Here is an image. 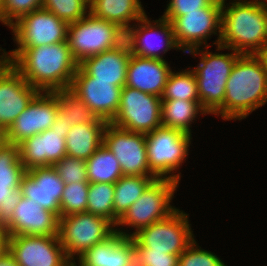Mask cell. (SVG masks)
Segmentation results:
<instances>
[{"instance_id":"obj_1","label":"cell","mask_w":267,"mask_h":266,"mask_svg":"<svg viewBox=\"0 0 267 266\" xmlns=\"http://www.w3.org/2000/svg\"><path fill=\"white\" fill-rule=\"evenodd\" d=\"M1 57L39 91L69 89L79 63L74 59L68 41L52 45L27 47L25 50H2Z\"/></svg>"},{"instance_id":"obj_2","label":"cell","mask_w":267,"mask_h":266,"mask_svg":"<svg viewBox=\"0 0 267 266\" xmlns=\"http://www.w3.org/2000/svg\"><path fill=\"white\" fill-rule=\"evenodd\" d=\"M267 102V73L255 54H241L227 79L223 120H242Z\"/></svg>"},{"instance_id":"obj_3","label":"cell","mask_w":267,"mask_h":266,"mask_svg":"<svg viewBox=\"0 0 267 266\" xmlns=\"http://www.w3.org/2000/svg\"><path fill=\"white\" fill-rule=\"evenodd\" d=\"M222 1L221 37L217 51L256 54L267 42V7L247 0ZM250 49V50H249Z\"/></svg>"},{"instance_id":"obj_4","label":"cell","mask_w":267,"mask_h":266,"mask_svg":"<svg viewBox=\"0 0 267 266\" xmlns=\"http://www.w3.org/2000/svg\"><path fill=\"white\" fill-rule=\"evenodd\" d=\"M200 48L190 50L194 57L200 55L198 66L193 69L197 78L198 97L202 108L207 114H214L223 118V101L227 79L230 76L232 67L237 58L241 55L238 52L221 54L212 53ZM204 51V52H203Z\"/></svg>"},{"instance_id":"obj_5","label":"cell","mask_w":267,"mask_h":266,"mask_svg":"<svg viewBox=\"0 0 267 266\" xmlns=\"http://www.w3.org/2000/svg\"><path fill=\"white\" fill-rule=\"evenodd\" d=\"M191 137L181 130L165 126L145 134L148 165L158 179H172L179 183L181 173H173L186 160Z\"/></svg>"},{"instance_id":"obj_6","label":"cell","mask_w":267,"mask_h":266,"mask_svg":"<svg viewBox=\"0 0 267 266\" xmlns=\"http://www.w3.org/2000/svg\"><path fill=\"white\" fill-rule=\"evenodd\" d=\"M67 41L74 59L81 63L85 58L121 45L125 41V31L115 23L88 13L68 25Z\"/></svg>"},{"instance_id":"obj_7","label":"cell","mask_w":267,"mask_h":266,"mask_svg":"<svg viewBox=\"0 0 267 266\" xmlns=\"http://www.w3.org/2000/svg\"><path fill=\"white\" fill-rule=\"evenodd\" d=\"M178 185L172 179H156L117 222V227L126 225L135 228V232L127 233L117 227L116 231L132 237L139 230L168 217L177 209L170 203Z\"/></svg>"},{"instance_id":"obj_8","label":"cell","mask_w":267,"mask_h":266,"mask_svg":"<svg viewBox=\"0 0 267 266\" xmlns=\"http://www.w3.org/2000/svg\"><path fill=\"white\" fill-rule=\"evenodd\" d=\"M116 232V226L106 218L82 212L59 218L58 236L68 259L74 264V256L80 257L93 245Z\"/></svg>"},{"instance_id":"obj_9","label":"cell","mask_w":267,"mask_h":266,"mask_svg":"<svg viewBox=\"0 0 267 266\" xmlns=\"http://www.w3.org/2000/svg\"><path fill=\"white\" fill-rule=\"evenodd\" d=\"M188 215L178 208L165 219L139 230L132 236L134 246L180 255L195 240Z\"/></svg>"},{"instance_id":"obj_10","label":"cell","mask_w":267,"mask_h":266,"mask_svg":"<svg viewBox=\"0 0 267 266\" xmlns=\"http://www.w3.org/2000/svg\"><path fill=\"white\" fill-rule=\"evenodd\" d=\"M222 1L216 0L212 5L201 8L199 11L188 12L178 17H163L169 20L173 27L175 41L183 52L200 48L201 45L209 47L208 38L219 33L213 45H219L221 37ZM218 30V31H217ZM184 49V50H183Z\"/></svg>"},{"instance_id":"obj_11","label":"cell","mask_w":267,"mask_h":266,"mask_svg":"<svg viewBox=\"0 0 267 266\" xmlns=\"http://www.w3.org/2000/svg\"><path fill=\"white\" fill-rule=\"evenodd\" d=\"M160 97L124 86L119 110L111 122L130 132L147 134L162 126Z\"/></svg>"},{"instance_id":"obj_12","label":"cell","mask_w":267,"mask_h":266,"mask_svg":"<svg viewBox=\"0 0 267 266\" xmlns=\"http://www.w3.org/2000/svg\"><path fill=\"white\" fill-rule=\"evenodd\" d=\"M68 23L44 8L27 13L10 28L17 48L52 45L67 41Z\"/></svg>"},{"instance_id":"obj_13","label":"cell","mask_w":267,"mask_h":266,"mask_svg":"<svg viewBox=\"0 0 267 266\" xmlns=\"http://www.w3.org/2000/svg\"><path fill=\"white\" fill-rule=\"evenodd\" d=\"M103 145L119 161L123 175L155 176L149 168L145 134L130 132L108 123Z\"/></svg>"},{"instance_id":"obj_14","label":"cell","mask_w":267,"mask_h":266,"mask_svg":"<svg viewBox=\"0 0 267 266\" xmlns=\"http://www.w3.org/2000/svg\"><path fill=\"white\" fill-rule=\"evenodd\" d=\"M7 249L19 266H73L59 236H8Z\"/></svg>"},{"instance_id":"obj_15","label":"cell","mask_w":267,"mask_h":266,"mask_svg":"<svg viewBox=\"0 0 267 266\" xmlns=\"http://www.w3.org/2000/svg\"><path fill=\"white\" fill-rule=\"evenodd\" d=\"M161 36L163 38L160 39ZM125 41L131 54L143 58L165 60L163 55H160L161 52L165 54L169 49L180 50L175 41L171 22L163 17L150 21L146 14L137 21V25L134 24L125 32Z\"/></svg>"},{"instance_id":"obj_16","label":"cell","mask_w":267,"mask_h":266,"mask_svg":"<svg viewBox=\"0 0 267 266\" xmlns=\"http://www.w3.org/2000/svg\"><path fill=\"white\" fill-rule=\"evenodd\" d=\"M39 92L0 56V137Z\"/></svg>"},{"instance_id":"obj_17","label":"cell","mask_w":267,"mask_h":266,"mask_svg":"<svg viewBox=\"0 0 267 266\" xmlns=\"http://www.w3.org/2000/svg\"><path fill=\"white\" fill-rule=\"evenodd\" d=\"M121 89L113 85L112 81H94L80 66L69 87L97 118L108 123L113 121L119 110Z\"/></svg>"},{"instance_id":"obj_18","label":"cell","mask_w":267,"mask_h":266,"mask_svg":"<svg viewBox=\"0 0 267 266\" xmlns=\"http://www.w3.org/2000/svg\"><path fill=\"white\" fill-rule=\"evenodd\" d=\"M58 111L55 96L51 92L40 91L1 138L18 145L26 138L51 128Z\"/></svg>"},{"instance_id":"obj_19","label":"cell","mask_w":267,"mask_h":266,"mask_svg":"<svg viewBox=\"0 0 267 266\" xmlns=\"http://www.w3.org/2000/svg\"><path fill=\"white\" fill-rule=\"evenodd\" d=\"M65 185L53 166H43L26 170L19 190L22 196L60 218V201Z\"/></svg>"},{"instance_id":"obj_20","label":"cell","mask_w":267,"mask_h":266,"mask_svg":"<svg viewBox=\"0 0 267 266\" xmlns=\"http://www.w3.org/2000/svg\"><path fill=\"white\" fill-rule=\"evenodd\" d=\"M58 227L59 218L53 212L22 196L4 231L7 236H58Z\"/></svg>"},{"instance_id":"obj_21","label":"cell","mask_w":267,"mask_h":266,"mask_svg":"<svg viewBox=\"0 0 267 266\" xmlns=\"http://www.w3.org/2000/svg\"><path fill=\"white\" fill-rule=\"evenodd\" d=\"M19 146V155L26 170L53 166L67 155L65 138L51 128L26 138Z\"/></svg>"},{"instance_id":"obj_22","label":"cell","mask_w":267,"mask_h":266,"mask_svg":"<svg viewBox=\"0 0 267 266\" xmlns=\"http://www.w3.org/2000/svg\"><path fill=\"white\" fill-rule=\"evenodd\" d=\"M130 49L126 41L121 45L98 55L85 58L79 66L94 81H112L113 85L124 87L130 60Z\"/></svg>"},{"instance_id":"obj_23","label":"cell","mask_w":267,"mask_h":266,"mask_svg":"<svg viewBox=\"0 0 267 266\" xmlns=\"http://www.w3.org/2000/svg\"><path fill=\"white\" fill-rule=\"evenodd\" d=\"M162 59L143 58L131 54L125 86L161 98L171 67Z\"/></svg>"},{"instance_id":"obj_24","label":"cell","mask_w":267,"mask_h":266,"mask_svg":"<svg viewBox=\"0 0 267 266\" xmlns=\"http://www.w3.org/2000/svg\"><path fill=\"white\" fill-rule=\"evenodd\" d=\"M130 257V237L115 232L108 239L93 245L78 261V266H127ZM73 266H77L76 262Z\"/></svg>"},{"instance_id":"obj_25","label":"cell","mask_w":267,"mask_h":266,"mask_svg":"<svg viewBox=\"0 0 267 266\" xmlns=\"http://www.w3.org/2000/svg\"><path fill=\"white\" fill-rule=\"evenodd\" d=\"M89 13L98 19L115 23L125 32L146 13L140 0H89Z\"/></svg>"},{"instance_id":"obj_26","label":"cell","mask_w":267,"mask_h":266,"mask_svg":"<svg viewBox=\"0 0 267 266\" xmlns=\"http://www.w3.org/2000/svg\"><path fill=\"white\" fill-rule=\"evenodd\" d=\"M108 122L99 119L96 123L76 124L66 135L67 156L86 161L103 144L104 130Z\"/></svg>"},{"instance_id":"obj_27","label":"cell","mask_w":267,"mask_h":266,"mask_svg":"<svg viewBox=\"0 0 267 266\" xmlns=\"http://www.w3.org/2000/svg\"><path fill=\"white\" fill-rule=\"evenodd\" d=\"M158 179L156 176L123 175L114 184V225L147 190V188Z\"/></svg>"},{"instance_id":"obj_28","label":"cell","mask_w":267,"mask_h":266,"mask_svg":"<svg viewBox=\"0 0 267 266\" xmlns=\"http://www.w3.org/2000/svg\"><path fill=\"white\" fill-rule=\"evenodd\" d=\"M199 112L202 115L207 114L200 101L162 100L161 123L162 126L192 135L190 127Z\"/></svg>"},{"instance_id":"obj_29","label":"cell","mask_w":267,"mask_h":266,"mask_svg":"<svg viewBox=\"0 0 267 266\" xmlns=\"http://www.w3.org/2000/svg\"><path fill=\"white\" fill-rule=\"evenodd\" d=\"M89 183L115 184L122 176L119 161L103 144L86 160Z\"/></svg>"},{"instance_id":"obj_30","label":"cell","mask_w":267,"mask_h":266,"mask_svg":"<svg viewBox=\"0 0 267 266\" xmlns=\"http://www.w3.org/2000/svg\"><path fill=\"white\" fill-rule=\"evenodd\" d=\"M57 100L58 114L71 127L76 124L96 123L99 118L69 89L50 91Z\"/></svg>"},{"instance_id":"obj_31","label":"cell","mask_w":267,"mask_h":266,"mask_svg":"<svg viewBox=\"0 0 267 266\" xmlns=\"http://www.w3.org/2000/svg\"><path fill=\"white\" fill-rule=\"evenodd\" d=\"M200 101L198 97L197 78L193 70L171 71L161 100Z\"/></svg>"},{"instance_id":"obj_32","label":"cell","mask_w":267,"mask_h":266,"mask_svg":"<svg viewBox=\"0 0 267 266\" xmlns=\"http://www.w3.org/2000/svg\"><path fill=\"white\" fill-rule=\"evenodd\" d=\"M26 169L21 163L19 146L0 137V183L21 184Z\"/></svg>"},{"instance_id":"obj_33","label":"cell","mask_w":267,"mask_h":266,"mask_svg":"<svg viewBox=\"0 0 267 266\" xmlns=\"http://www.w3.org/2000/svg\"><path fill=\"white\" fill-rule=\"evenodd\" d=\"M86 212L106 218L114 224V184L90 183Z\"/></svg>"},{"instance_id":"obj_34","label":"cell","mask_w":267,"mask_h":266,"mask_svg":"<svg viewBox=\"0 0 267 266\" xmlns=\"http://www.w3.org/2000/svg\"><path fill=\"white\" fill-rule=\"evenodd\" d=\"M89 182L66 184L60 201V217L86 212Z\"/></svg>"},{"instance_id":"obj_35","label":"cell","mask_w":267,"mask_h":266,"mask_svg":"<svg viewBox=\"0 0 267 266\" xmlns=\"http://www.w3.org/2000/svg\"><path fill=\"white\" fill-rule=\"evenodd\" d=\"M43 8L70 24L89 13V0H43Z\"/></svg>"},{"instance_id":"obj_36","label":"cell","mask_w":267,"mask_h":266,"mask_svg":"<svg viewBox=\"0 0 267 266\" xmlns=\"http://www.w3.org/2000/svg\"><path fill=\"white\" fill-rule=\"evenodd\" d=\"M40 8H43V0H4L0 22L10 28L21 17Z\"/></svg>"},{"instance_id":"obj_37","label":"cell","mask_w":267,"mask_h":266,"mask_svg":"<svg viewBox=\"0 0 267 266\" xmlns=\"http://www.w3.org/2000/svg\"><path fill=\"white\" fill-rule=\"evenodd\" d=\"M65 184L88 182L86 161L72 156H65L53 165Z\"/></svg>"},{"instance_id":"obj_38","label":"cell","mask_w":267,"mask_h":266,"mask_svg":"<svg viewBox=\"0 0 267 266\" xmlns=\"http://www.w3.org/2000/svg\"><path fill=\"white\" fill-rule=\"evenodd\" d=\"M194 240L180 255L178 266H227L213 252L201 249Z\"/></svg>"},{"instance_id":"obj_39","label":"cell","mask_w":267,"mask_h":266,"mask_svg":"<svg viewBox=\"0 0 267 266\" xmlns=\"http://www.w3.org/2000/svg\"><path fill=\"white\" fill-rule=\"evenodd\" d=\"M170 2L161 17H178L188 12L199 11L212 5L216 0H169Z\"/></svg>"},{"instance_id":"obj_40","label":"cell","mask_w":267,"mask_h":266,"mask_svg":"<svg viewBox=\"0 0 267 266\" xmlns=\"http://www.w3.org/2000/svg\"><path fill=\"white\" fill-rule=\"evenodd\" d=\"M141 252L144 266H178L179 255L166 254V251H151L137 248Z\"/></svg>"},{"instance_id":"obj_41","label":"cell","mask_w":267,"mask_h":266,"mask_svg":"<svg viewBox=\"0 0 267 266\" xmlns=\"http://www.w3.org/2000/svg\"><path fill=\"white\" fill-rule=\"evenodd\" d=\"M22 198L21 191L15 190L0 204V228L4 229L12 220L13 211Z\"/></svg>"},{"instance_id":"obj_42","label":"cell","mask_w":267,"mask_h":266,"mask_svg":"<svg viewBox=\"0 0 267 266\" xmlns=\"http://www.w3.org/2000/svg\"><path fill=\"white\" fill-rule=\"evenodd\" d=\"M127 266H144L141 252L134 246L132 237H130V257Z\"/></svg>"},{"instance_id":"obj_43","label":"cell","mask_w":267,"mask_h":266,"mask_svg":"<svg viewBox=\"0 0 267 266\" xmlns=\"http://www.w3.org/2000/svg\"><path fill=\"white\" fill-rule=\"evenodd\" d=\"M51 129L59 131L62 134V137L66 138V135L71 129V126L68 125L65 121H63L62 117L59 114H57L56 120L53 123Z\"/></svg>"},{"instance_id":"obj_44","label":"cell","mask_w":267,"mask_h":266,"mask_svg":"<svg viewBox=\"0 0 267 266\" xmlns=\"http://www.w3.org/2000/svg\"><path fill=\"white\" fill-rule=\"evenodd\" d=\"M20 188V184H2L0 183V204L15 190Z\"/></svg>"},{"instance_id":"obj_45","label":"cell","mask_w":267,"mask_h":266,"mask_svg":"<svg viewBox=\"0 0 267 266\" xmlns=\"http://www.w3.org/2000/svg\"><path fill=\"white\" fill-rule=\"evenodd\" d=\"M0 266H19L8 249L0 256Z\"/></svg>"},{"instance_id":"obj_46","label":"cell","mask_w":267,"mask_h":266,"mask_svg":"<svg viewBox=\"0 0 267 266\" xmlns=\"http://www.w3.org/2000/svg\"><path fill=\"white\" fill-rule=\"evenodd\" d=\"M255 55L260 59L264 70L267 73V42L260 48V50Z\"/></svg>"},{"instance_id":"obj_47","label":"cell","mask_w":267,"mask_h":266,"mask_svg":"<svg viewBox=\"0 0 267 266\" xmlns=\"http://www.w3.org/2000/svg\"><path fill=\"white\" fill-rule=\"evenodd\" d=\"M7 238L4 229L0 228V256L7 250Z\"/></svg>"},{"instance_id":"obj_48","label":"cell","mask_w":267,"mask_h":266,"mask_svg":"<svg viewBox=\"0 0 267 266\" xmlns=\"http://www.w3.org/2000/svg\"><path fill=\"white\" fill-rule=\"evenodd\" d=\"M250 2L256 3L260 6L267 7V0H249Z\"/></svg>"},{"instance_id":"obj_49","label":"cell","mask_w":267,"mask_h":266,"mask_svg":"<svg viewBox=\"0 0 267 266\" xmlns=\"http://www.w3.org/2000/svg\"><path fill=\"white\" fill-rule=\"evenodd\" d=\"M3 2H4V0H0V14H1L2 6H3Z\"/></svg>"}]
</instances>
